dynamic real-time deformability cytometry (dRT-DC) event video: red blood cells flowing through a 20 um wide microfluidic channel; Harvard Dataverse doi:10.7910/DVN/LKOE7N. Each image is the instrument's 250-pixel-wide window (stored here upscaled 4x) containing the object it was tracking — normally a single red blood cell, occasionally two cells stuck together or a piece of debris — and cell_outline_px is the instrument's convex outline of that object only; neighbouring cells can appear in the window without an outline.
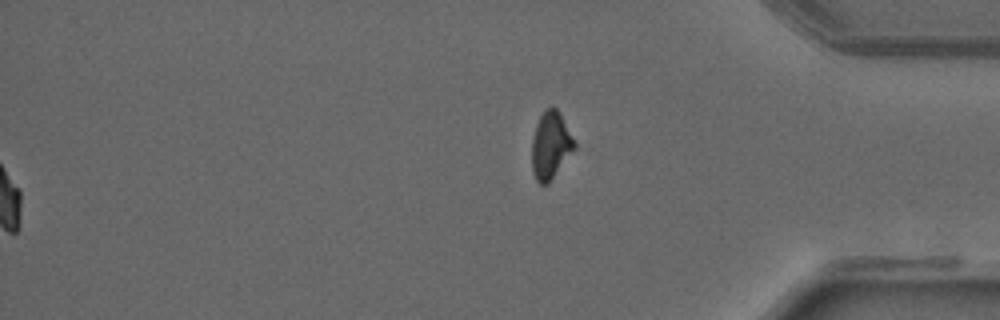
{"species": "common noctule bat (a hibernating species)", "species_latin": "Nyctalus noctula", "temperature_condition": "warm", "stored_images_in_passage": 49, "segment_of_instrument_passage": [2, 2], "camera_frame_rate_fps": 3000, "um_per_image_px": 0.085, "animal": {"sex": "male", "forearm_length_mm": 52.5}, "frame": {"image": 1, "passage_image": 49, "time_ms": 16.0, "image_size_px": [1000, 320], "cell_outline_px": [[576, 148], [548, 184], [540, 184], [536, 180], [532, 172], [532, 140], [536, 124], [540, 116], [552, 104], [560, 112], [576, 144]], "centroid_in_image_um": [46.81, 12.36], "position_along_channel_um": 388.4, "area_um2": 16.7}}